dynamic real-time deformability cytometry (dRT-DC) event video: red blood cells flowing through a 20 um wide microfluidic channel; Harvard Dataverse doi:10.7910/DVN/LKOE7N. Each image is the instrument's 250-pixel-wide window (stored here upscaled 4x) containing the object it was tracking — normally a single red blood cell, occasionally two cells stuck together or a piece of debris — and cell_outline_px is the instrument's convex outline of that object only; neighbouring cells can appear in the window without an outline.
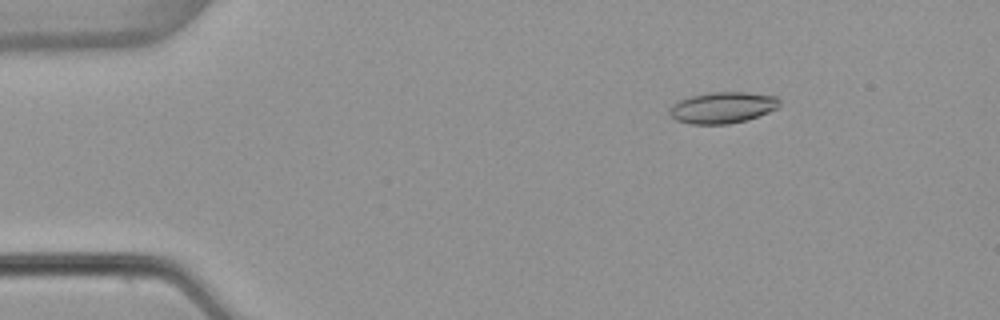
{"species": "common noctule bat (a hibernating species)", "species_latin": "Nyctalus noctula", "temperature_condition": "warm", "stored_images_in_passage": 53, "camera_frame_rate_fps": 3000, "um_per_image_px": 0.085, "animal": {"sex": "female", "body_mass_g": 22.7, "forearm_length_mm": 54.2}, "frame": {"image": 1, "passage_image": 8, "time_ms": 2.333, "image_size_px": [1000, 320], "cell_outline_px": [[780, 108], [748, 120], [728, 124], [692, 124], [676, 120], [668, 112], [668, 108], [672, 104], [680, 100], [692, 96], [708, 92], [748, 92], [776, 96], [780, 100]], "centroid_in_image_um": [61.45, 9.14], "position_along_channel_um": 23.5, "area_um2": 20.29}}
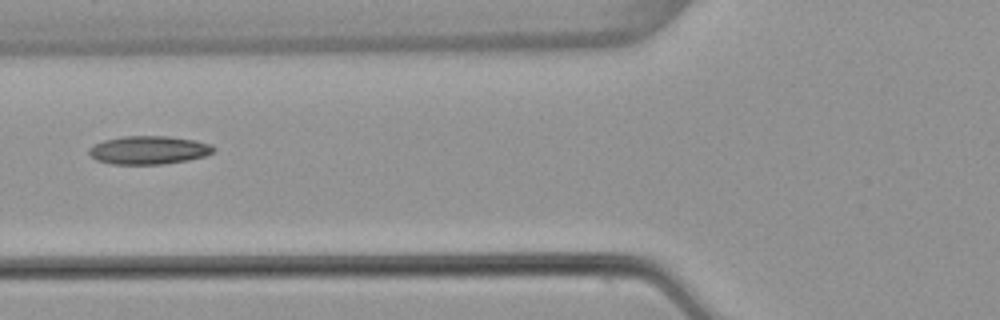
{"frame": {"image": 2, "passage_image": 21, "time_ms": 6.667, "image_size_px": [1000, 320], "cell_outline_px": [[216, 148], [212, 152], [204, 156], [188, 160], [160, 164], [112, 164], [96, 160], [88, 152], [88, 148], [104, 140], [124, 136], [168, 136], [196, 140], [212, 144]], "centroid_in_image_um": [12.66, 12.75], "position_along_channel_um": 113.1, "area_um2": 20.52}}
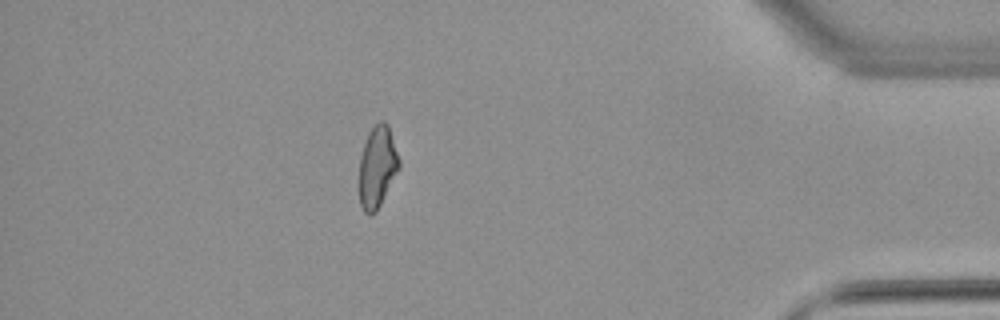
{"frame": {"image": 3, "passage_image": 47, "time_ms": 15.333, "image_size_px": [1000, 320], "cell_outline_px": [[400, 168], [376, 212], [372, 216], [368, 216], [364, 212], [360, 204], [360, 156], [368, 132], [380, 120], [384, 120], [388, 124], [400, 160]], "centroid_in_image_um": [32.08, 14.19], "position_along_channel_um": 403.1, "area_um2": 19.02}, "authors_computed_cell_mechanics": {"area_um2": 19.7676, "velocity_mm_per_s": 3.8576, "shape_relaxation_time_tau1_ms": null, "shape_relaxation_time_tau2_ms": 3.3011, "deformation_change_tau1": null, "deformation_change_tau2": 0.0945}}